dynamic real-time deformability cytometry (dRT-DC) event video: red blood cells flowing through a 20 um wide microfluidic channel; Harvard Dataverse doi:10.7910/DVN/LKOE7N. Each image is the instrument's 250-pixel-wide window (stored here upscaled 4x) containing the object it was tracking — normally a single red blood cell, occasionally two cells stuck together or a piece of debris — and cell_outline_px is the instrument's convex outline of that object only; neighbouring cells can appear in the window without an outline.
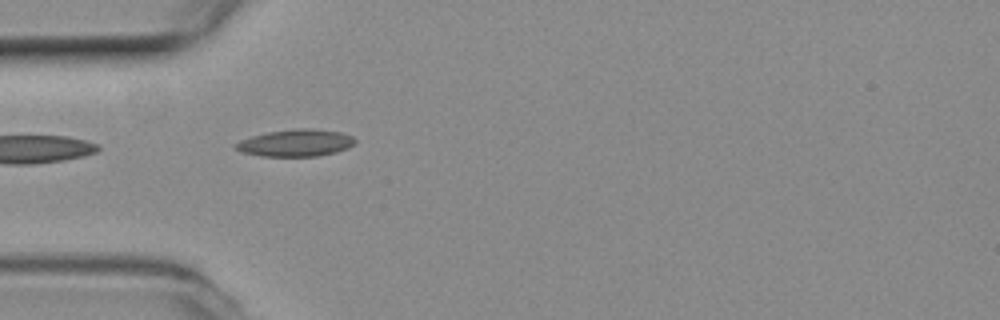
{"species": "common noctule bat (a hibernating species)", "species_latin": "Nyctalus noctula", "temperature_condition": "room temperature", "stored_images_in_passage": 7, "camera_frame_rate_fps": 3000, "um_per_image_px": 0.085, "animal": {"sex": "female", "body_mass_g": 19.3, "forearm_length_mm": 54.1}, "frame": {"image": 1, "passage_image": 1, "time_ms": 0.0, "image_size_px": [1000, 320], "cell_outline_px": [[356, 140], [348, 148], [336, 152], [316, 156], [260, 156], [244, 152], [236, 148], [232, 144], [240, 140], [252, 136], [268, 132], [296, 128], [312, 128], [340, 132], [352, 136]], "centroid_in_image_um": [25.13, 12.14], "position_along_channel_um": 59.9, "area_um2": 18.73}}
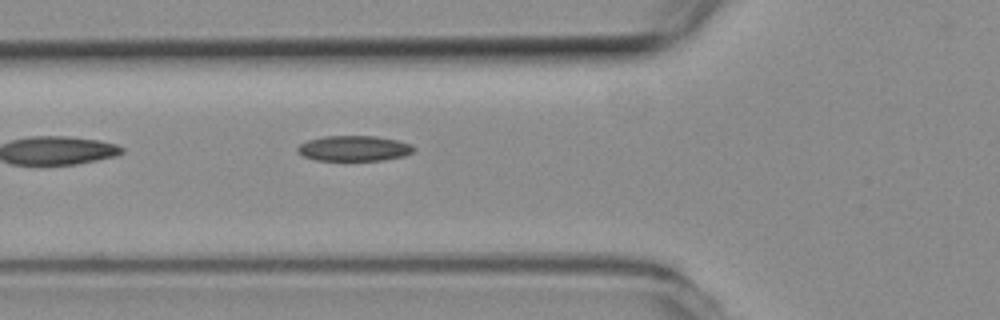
{"frame": {"image": 2, "passage_image": 4, "time_ms": 1.0, "image_size_px": [1000, 320], "cell_outline_px": [[416, 152], [404, 156], [384, 160], [316, 160], [304, 156], [296, 152], [296, 148], [300, 144], [308, 140], [324, 136], [376, 136], [396, 140], [412, 144], [416, 148]], "centroid_in_image_um": [30.12, 12.61], "position_along_channel_um": 95.7, "area_um2": 17.34}}